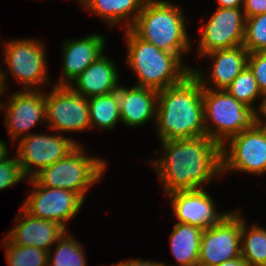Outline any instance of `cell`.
Segmentation results:
<instances>
[{"label": "cell", "instance_id": "cell-33", "mask_svg": "<svg viewBox=\"0 0 266 266\" xmlns=\"http://www.w3.org/2000/svg\"><path fill=\"white\" fill-rule=\"evenodd\" d=\"M111 266H166V264L163 262H154L145 259H129L124 262H117L116 264L112 263Z\"/></svg>", "mask_w": 266, "mask_h": 266}, {"label": "cell", "instance_id": "cell-12", "mask_svg": "<svg viewBox=\"0 0 266 266\" xmlns=\"http://www.w3.org/2000/svg\"><path fill=\"white\" fill-rule=\"evenodd\" d=\"M56 134L31 133L20 138L15 156L27 179L33 178L42 169L67 156L80 144L63 134Z\"/></svg>", "mask_w": 266, "mask_h": 266}, {"label": "cell", "instance_id": "cell-35", "mask_svg": "<svg viewBox=\"0 0 266 266\" xmlns=\"http://www.w3.org/2000/svg\"><path fill=\"white\" fill-rule=\"evenodd\" d=\"M217 266H249V265L242 256H238L234 259L222 262L221 264Z\"/></svg>", "mask_w": 266, "mask_h": 266}, {"label": "cell", "instance_id": "cell-20", "mask_svg": "<svg viewBox=\"0 0 266 266\" xmlns=\"http://www.w3.org/2000/svg\"><path fill=\"white\" fill-rule=\"evenodd\" d=\"M121 123L129 127H140L155 118L158 91L148 87L133 86L118 88Z\"/></svg>", "mask_w": 266, "mask_h": 266}, {"label": "cell", "instance_id": "cell-32", "mask_svg": "<svg viewBox=\"0 0 266 266\" xmlns=\"http://www.w3.org/2000/svg\"><path fill=\"white\" fill-rule=\"evenodd\" d=\"M261 98L260 104L254 109V124L266 127V93Z\"/></svg>", "mask_w": 266, "mask_h": 266}, {"label": "cell", "instance_id": "cell-36", "mask_svg": "<svg viewBox=\"0 0 266 266\" xmlns=\"http://www.w3.org/2000/svg\"><path fill=\"white\" fill-rule=\"evenodd\" d=\"M9 147L7 146V142H4V140H0V162L4 161L6 158H8L9 155Z\"/></svg>", "mask_w": 266, "mask_h": 266}, {"label": "cell", "instance_id": "cell-5", "mask_svg": "<svg viewBox=\"0 0 266 266\" xmlns=\"http://www.w3.org/2000/svg\"><path fill=\"white\" fill-rule=\"evenodd\" d=\"M79 144L67 156L42 169L33 178L48 188H61L78 193L83 199L93 184L105 174V159L88 156Z\"/></svg>", "mask_w": 266, "mask_h": 266}, {"label": "cell", "instance_id": "cell-26", "mask_svg": "<svg viewBox=\"0 0 266 266\" xmlns=\"http://www.w3.org/2000/svg\"><path fill=\"white\" fill-rule=\"evenodd\" d=\"M3 241L8 266H48V251L12 244L6 237Z\"/></svg>", "mask_w": 266, "mask_h": 266}, {"label": "cell", "instance_id": "cell-2", "mask_svg": "<svg viewBox=\"0 0 266 266\" xmlns=\"http://www.w3.org/2000/svg\"><path fill=\"white\" fill-rule=\"evenodd\" d=\"M203 87L191 73L181 83L158 91L156 129L160 141L205 136Z\"/></svg>", "mask_w": 266, "mask_h": 266}, {"label": "cell", "instance_id": "cell-4", "mask_svg": "<svg viewBox=\"0 0 266 266\" xmlns=\"http://www.w3.org/2000/svg\"><path fill=\"white\" fill-rule=\"evenodd\" d=\"M184 16L182 9L172 2L147 0L130 29L143 41L182 59L185 52L192 50Z\"/></svg>", "mask_w": 266, "mask_h": 266}, {"label": "cell", "instance_id": "cell-14", "mask_svg": "<svg viewBox=\"0 0 266 266\" xmlns=\"http://www.w3.org/2000/svg\"><path fill=\"white\" fill-rule=\"evenodd\" d=\"M44 90H20L8 97L5 103L0 102V109L4 110L6 129L11 140L30 135L38 122L46 123V101ZM2 107V108H1Z\"/></svg>", "mask_w": 266, "mask_h": 266}, {"label": "cell", "instance_id": "cell-19", "mask_svg": "<svg viewBox=\"0 0 266 266\" xmlns=\"http://www.w3.org/2000/svg\"><path fill=\"white\" fill-rule=\"evenodd\" d=\"M115 65L111 58L102 54L68 86L86 98L115 92L120 87L119 71Z\"/></svg>", "mask_w": 266, "mask_h": 266}, {"label": "cell", "instance_id": "cell-24", "mask_svg": "<svg viewBox=\"0 0 266 266\" xmlns=\"http://www.w3.org/2000/svg\"><path fill=\"white\" fill-rule=\"evenodd\" d=\"M249 227L241 216V256L249 266H266V228Z\"/></svg>", "mask_w": 266, "mask_h": 266}, {"label": "cell", "instance_id": "cell-23", "mask_svg": "<svg viewBox=\"0 0 266 266\" xmlns=\"http://www.w3.org/2000/svg\"><path fill=\"white\" fill-rule=\"evenodd\" d=\"M88 106L91 128L111 130L121 123L118 90L88 98Z\"/></svg>", "mask_w": 266, "mask_h": 266}, {"label": "cell", "instance_id": "cell-3", "mask_svg": "<svg viewBox=\"0 0 266 266\" xmlns=\"http://www.w3.org/2000/svg\"><path fill=\"white\" fill-rule=\"evenodd\" d=\"M126 62L137 76L139 87L162 90L181 83L192 67H186L181 58L140 39L131 29L125 30Z\"/></svg>", "mask_w": 266, "mask_h": 266}, {"label": "cell", "instance_id": "cell-10", "mask_svg": "<svg viewBox=\"0 0 266 266\" xmlns=\"http://www.w3.org/2000/svg\"><path fill=\"white\" fill-rule=\"evenodd\" d=\"M46 124L49 131L58 133L81 132L91 129L88 98L69 86H53L45 93Z\"/></svg>", "mask_w": 266, "mask_h": 266}, {"label": "cell", "instance_id": "cell-9", "mask_svg": "<svg viewBox=\"0 0 266 266\" xmlns=\"http://www.w3.org/2000/svg\"><path fill=\"white\" fill-rule=\"evenodd\" d=\"M27 181L33 191L20 207L33 217L52 220L67 229V221L77 216L84 199L74 191L41 186L34 178Z\"/></svg>", "mask_w": 266, "mask_h": 266}, {"label": "cell", "instance_id": "cell-17", "mask_svg": "<svg viewBox=\"0 0 266 266\" xmlns=\"http://www.w3.org/2000/svg\"><path fill=\"white\" fill-rule=\"evenodd\" d=\"M13 229L9 230L6 238L12 244L21 246H33L51 252L52 245L67 231L60 224L52 220L36 218L25 212L21 207L16 215Z\"/></svg>", "mask_w": 266, "mask_h": 266}, {"label": "cell", "instance_id": "cell-1", "mask_svg": "<svg viewBox=\"0 0 266 266\" xmlns=\"http://www.w3.org/2000/svg\"><path fill=\"white\" fill-rule=\"evenodd\" d=\"M161 146L163 156L149 162L166 195L203 189L215 176L222 175L221 146L206 135L161 141Z\"/></svg>", "mask_w": 266, "mask_h": 266}, {"label": "cell", "instance_id": "cell-8", "mask_svg": "<svg viewBox=\"0 0 266 266\" xmlns=\"http://www.w3.org/2000/svg\"><path fill=\"white\" fill-rule=\"evenodd\" d=\"M221 158L222 174L228 171L258 176L266 173V127L254 124L230 138L221 147Z\"/></svg>", "mask_w": 266, "mask_h": 266}, {"label": "cell", "instance_id": "cell-28", "mask_svg": "<svg viewBox=\"0 0 266 266\" xmlns=\"http://www.w3.org/2000/svg\"><path fill=\"white\" fill-rule=\"evenodd\" d=\"M243 46L249 53L266 51V13L246 18Z\"/></svg>", "mask_w": 266, "mask_h": 266}, {"label": "cell", "instance_id": "cell-11", "mask_svg": "<svg viewBox=\"0 0 266 266\" xmlns=\"http://www.w3.org/2000/svg\"><path fill=\"white\" fill-rule=\"evenodd\" d=\"M241 212H228L217 224L203 230L198 266H217L241 256Z\"/></svg>", "mask_w": 266, "mask_h": 266}, {"label": "cell", "instance_id": "cell-29", "mask_svg": "<svg viewBox=\"0 0 266 266\" xmlns=\"http://www.w3.org/2000/svg\"><path fill=\"white\" fill-rule=\"evenodd\" d=\"M22 180L26 182L27 178L22 172L17 156L8 157L0 162V190L10 188Z\"/></svg>", "mask_w": 266, "mask_h": 266}, {"label": "cell", "instance_id": "cell-22", "mask_svg": "<svg viewBox=\"0 0 266 266\" xmlns=\"http://www.w3.org/2000/svg\"><path fill=\"white\" fill-rule=\"evenodd\" d=\"M203 230L184 223L174 224L170 235V249L179 266H198Z\"/></svg>", "mask_w": 266, "mask_h": 266}, {"label": "cell", "instance_id": "cell-7", "mask_svg": "<svg viewBox=\"0 0 266 266\" xmlns=\"http://www.w3.org/2000/svg\"><path fill=\"white\" fill-rule=\"evenodd\" d=\"M4 44L3 56L8 69L5 73L0 68L2 90L7 91L6 79L10 72L16 82L22 85L21 90H43L40 86L49 82L44 42L22 38L6 41Z\"/></svg>", "mask_w": 266, "mask_h": 266}, {"label": "cell", "instance_id": "cell-13", "mask_svg": "<svg viewBox=\"0 0 266 266\" xmlns=\"http://www.w3.org/2000/svg\"><path fill=\"white\" fill-rule=\"evenodd\" d=\"M246 16L242 7L221 8L211 15L201 27V38L197 45L199 57L219 49H230L243 45Z\"/></svg>", "mask_w": 266, "mask_h": 266}, {"label": "cell", "instance_id": "cell-16", "mask_svg": "<svg viewBox=\"0 0 266 266\" xmlns=\"http://www.w3.org/2000/svg\"><path fill=\"white\" fill-rule=\"evenodd\" d=\"M249 52L243 45L211 51L203 57L211 61L212 71L205 77L203 71L191 68V73L200 82L203 88L212 90H225L234 78L247 66ZM209 79V80H208ZM213 86L211 88V85Z\"/></svg>", "mask_w": 266, "mask_h": 266}, {"label": "cell", "instance_id": "cell-15", "mask_svg": "<svg viewBox=\"0 0 266 266\" xmlns=\"http://www.w3.org/2000/svg\"><path fill=\"white\" fill-rule=\"evenodd\" d=\"M168 197L177 222L203 229L217 224L229 212H218L213 197L204 188L175 191Z\"/></svg>", "mask_w": 266, "mask_h": 266}, {"label": "cell", "instance_id": "cell-34", "mask_svg": "<svg viewBox=\"0 0 266 266\" xmlns=\"http://www.w3.org/2000/svg\"><path fill=\"white\" fill-rule=\"evenodd\" d=\"M217 6L221 8L243 7V0H216Z\"/></svg>", "mask_w": 266, "mask_h": 266}, {"label": "cell", "instance_id": "cell-31", "mask_svg": "<svg viewBox=\"0 0 266 266\" xmlns=\"http://www.w3.org/2000/svg\"><path fill=\"white\" fill-rule=\"evenodd\" d=\"M246 18L266 13V0H243Z\"/></svg>", "mask_w": 266, "mask_h": 266}, {"label": "cell", "instance_id": "cell-37", "mask_svg": "<svg viewBox=\"0 0 266 266\" xmlns=\"http://www.w3.org/2000/svg\"><path fill=\"white\" fill-rule=\"evenodd\" d=\"M2 94L4 95V91L1 88V84H0V95L2 96ZM1 99V98H0ZM1 101V100H0Z\"/></svg>", "mask_w": 266, "mask_h": 266}, {"label": "cell", "instance_id": "cell-30", "mask_svg": "<svg viewBox=\"0 0 266 266\" xmlns=\"http://www.w3.org/2000/svg\"><path fill=\"white\" fill-rule=\"evenodd\" d=\"M247 66L253 72L262 94L266 93V51L248 54Z\"/></svg>", "mask_w": 266, "mask_h": 266}, {"label": "cell", "instance_id": "cell-25", "mask_svg": "<svg viewBox=\"0 0 266 266\" xmlns=\"http://www.w3.org/2000/svg\"><path fill=\"white\" fill-rule=\"evenodd\" d=\"M68 233L57 241L53 254L48 252V266H87L83 245Z\"/></svg>", "mask_w": 266, "mask_h": 266}, {"label": "cell", "instance_id": "cell-27", "mask_svg": "<svg viewBox=\"0 0 266 266\" xmlns=\"http://www.w3.org/2000/svg\"><path fill=\"white\" fill-rule=\"evenodd\" d=\"M225 90L235 99L253 109L256 108L254 101L260 100L262 95L253 72L248 66L234 78Z\"/></svg>", "mask_w": 266, "mask_h": 266}, {"label": "cell", "instance_id": "cell-18", "mask_svg": "<svg viewBox=\"0 0 266 266\" xmlns=\"http://www.w3.org/2000/svg\"><path fill=\"white\" fill-rule=\"evenodd\" d=\"M105 38L100 34L87 35L76 40H65L63 43V75L56 86H68L91 63L103 54Z\"/></svg>", "mask_w": 266, "mask_h": 266}, {"label": "cell", "instance_id": "cell-6", "mask_svg": "<svg viewBox=\"0 0 266 266\" xmlns=\"http://www.w3.org/2000/svg\"><path fill=\"white\" fill-rule=\"evenodd\" d=\"M202 102L206 136L221 147L230 138L254 125V109L226 90L203 88Z\"/></svg>", "mask_w": 266, "mask_h": 266}, {"label": "cell", "instance_id": "cell-21", "mask_svg": "<svg viewBox=\"0 0 266 266\" xmlns=\"http://www.w3.org/2000/svg\"><path fill=\"white\" fill-rule=\"evenodd\" d=\"M147 0H82L81 4L87 10L99 16L109 26L125 20V30L130 29L136 22Z\"/></svg>", "mask_w": 266, "mask_h": 266}]
</instances>
